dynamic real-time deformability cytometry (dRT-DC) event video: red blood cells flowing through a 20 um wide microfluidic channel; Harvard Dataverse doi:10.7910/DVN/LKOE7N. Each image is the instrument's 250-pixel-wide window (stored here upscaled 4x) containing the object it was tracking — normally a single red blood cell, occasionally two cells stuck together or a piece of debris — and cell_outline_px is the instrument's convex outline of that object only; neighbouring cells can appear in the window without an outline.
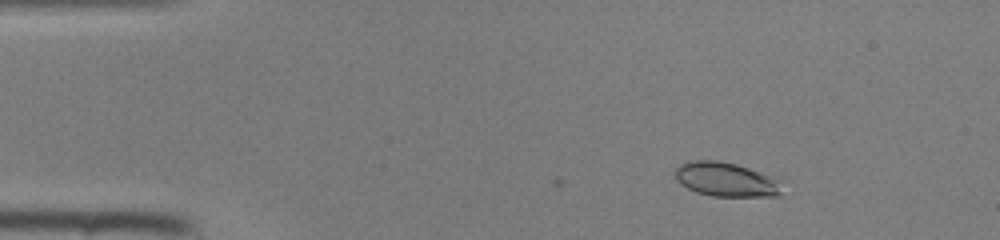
{"species": "common noctule bat (a hibernating species)", "species_latin": "Nyctalus noctula", "temperature_condition": "room temperature", "stored_images_in_passage": 3, "camera_frame_rate_fps": 3000, "um_per_image_px": 0.085, "animal": {"sex": "female", "body_mass_g": 22.0, "forearm_length_mm": 56.7}, "frame": {"image": 1, "passage_image": 3, "time_ms": 0.667, "image_size_px": [1000, 240], "cell_outline_px": [[780, 196], [712, 196], [696, 192], [680, 184], [676, 180], [676, 168], [680, 164], [688, 160], [716, 160], [736, 164], [780, 176]], "centroid_in_image_um": [61.76, 15.24], "position_along_channel_um": 23.2, "area_um2": 21.73}}